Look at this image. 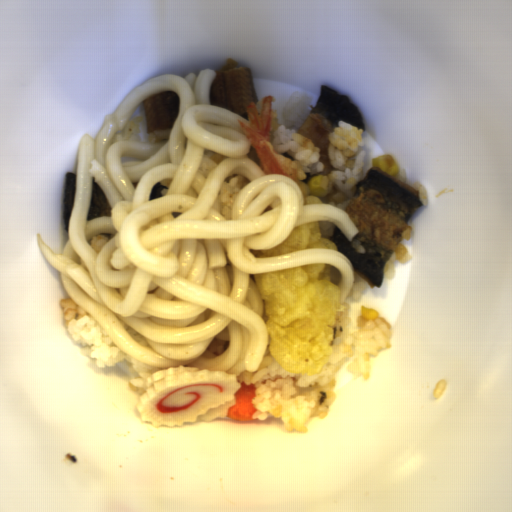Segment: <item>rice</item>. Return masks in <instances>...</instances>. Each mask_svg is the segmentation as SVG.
Masks as SVG:
<instances>
[{
    "instance_id": "1",
    "label": "rice",
    "mask_w": 512,
    "mask_h": 512,
    "mask_svg": "<svg viewBox=\"0 0 512 512\" xmlns=\"http://www.w3.org/2000/svg\"><path fill=\"white\" fill-rule=\"evenodd\" d=\"M342 305L347 309L337 312L331 354L318 374L284 369L268 346L257 370L246 369L236 377L238 383L255 387L253 420L278 417L285 432L303 435L309 431V421L327 418L336 401L334 377L341 362H345L346 371L370 379V361L391 346L393 328L382 317L354 316L347 301Z\"/></svg>"
},
{
    "instance_id": "2",
    "label": "rice",
    "mask_w": 512,
    "mask_h": 512,
    "mask_svg": "<svg viewBox=\"0 0 512 512\" xmlns=\"http://www.w3.org/2000/svg\"><path fill=\"white\" fill-rule=\"evenodd\" d=\"M63 324L69 338L84 358L99 368L109 367L121 360H127L131 377L128 385L140 394L146 391V378L152 373L164 370L125 354L108 336L103 326L71 298L60 299Z\"/></svg>"
},
{
    "instance_id": "3",
    "label": "rice",
    "mask_w": 512,
    "mask_h": 512,
    "mask_svg": "<svg viewBox=\"0 0 512 512\" xmlns=\"http://www.w3.org/2000/svg\"><path fill=\"white\" fill-rule=\"evenodd\" d=\"M364 134V130L354 128L344 120L329 133L327 143L331 171L327 176L331 191L322 198V205L346 210L355 187L367 174Z\"/></svg>"
},
{
    "instance_id": "4",
    "label": "rice",
    "mask_w": 512,
    "mask_h": 512,
    "mask_svg": "<svg viewBox=\"0 0 512 512\" xmlns=\"http://www.w3.org/2000/svg\"><path fill=\"white\" fill-rule=\"evenodd\" d=\"M314 105L305 91H294L288 95L281 106L276 109L277 127L271 137L275 152L286 156L291 161L301 164L304 180L320 176L324 165L320 159V146L313 141L296 134Z\"/></svg>"
},
{
    "instance_id": "5",
    "label": "rice",
    "mask_w": 512,
    "mask_h": 512,
    "mask_svg": "<svg viewBox=\"0 0 512 512\" xmlns=\"http://www.w3.org/2000/svg\"><path fill=\"white\" fill-rule=\"evenodd\" d=\"M250 182L248 177L236 173L228 175L224 179L218 191V199L220 201V214L226 220H232V206L235 198Z\"/></svg>"
},
{
    "instance_id": "6",
    "label": "rice",
    "mask_w": 512,
    "mask_h": 512,
    "mask_svg": "<svg viewBox=\"0 0 512 512\" xmlns=\"http://www.w3.org/2000/svg\"><path fill=\"white\" fill-rule=\"evenodd\" d=\"M413 238L412 225H407V232L396 246L392 254L389 256L384 270L382 272V280H392L395 277V265H406L411 260V256L405 246V242H411Z\"/></svg>"
},
{
    "instance_id": "7",
    "label": "rice",
    "mask_w": 512,
    "mask_h": 512,
    "mask_svg": "<svg viewBox=\"0 0 512 512\" xmlns=\"http://www.w3.org/2000/svg\"><path fill=\"white\" fill-rule=\"evenodd\" d=\"M393 178L397 179L398 181L404 183L405 185H407L417 191V193L419 195L420 202H421L420 207L428 204L427 194H426V191H425L423 185H421L417 181L416 182L408 181L407 175H406V169H398V172L396 173V175Z\"/></svg>"
},
{
    "instance_id": "8",
    "label": "rice",
    "mask_w": 512,
    "mask_h": 512,
    "mask_svg": "<svg viewBox=\"0 0 512 512\" xmlns=\"http://www.w3.org/2000/svg\"><path fill=\"white\" fill-rule=\"evenodd\" d=\"M355 273V272H354ZM369 284L365 279L355 273L354 284L346 299L360 298L368 288Z\"/></svg>"
},
{
    "instance_id": "9",
    "label": "rice",
    "mask_w": 512,
    "mask_h": 512,
    "mask_svg": "<svg viewBox=\"0 0 512 512\" xmlns=\"http://www.w3.org/2000/svg\"><path fill=\"white\" fill-rule=\"evenodd\" d=\"M321 237L320 238H327L332 241L334 232L336 230L337 225L334 222L331 221H318Z\"/></svg>"
},
{
    "instance_id": "10",
    "label": "rice",
    "mask_w": 512,
    "mask_h": 512,
    "mask_svg": "<svg viewBox=\"0 0 512 512\" xmlns=\"http://www.w3.org/2000/svg\"><path fill=\"white\" fill-rule=\"evenodd\" d=\"M331 283H333L334 285H336L338 287L341 279H342V273L340 271V269H338L337 267H334V266H331Z\"/></svg>"
}]
</instances>
